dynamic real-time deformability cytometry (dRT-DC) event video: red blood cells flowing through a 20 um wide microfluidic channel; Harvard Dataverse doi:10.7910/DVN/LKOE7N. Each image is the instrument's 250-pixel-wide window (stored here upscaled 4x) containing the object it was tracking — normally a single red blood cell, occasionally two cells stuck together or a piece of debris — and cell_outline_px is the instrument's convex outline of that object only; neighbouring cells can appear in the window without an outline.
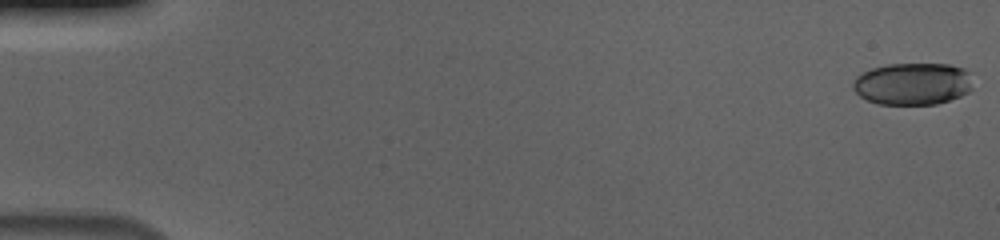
{"species": "human", "species_latin": "Homo sapiens", "temperature_condition": "cold", "stored_images_in_passage": 10, "camera_frame_rate_fps": 3000, "um_per_image_px": 0.085, "donor": {"sex": "male"}, "frame": {"image": 1, "passage_image": 1, "time_ms": 0.0, "image_size_px": [1000, 240], "cell_outline_px": [[972, 88], [968, 92], [960, 96], [936, 104], [880, 104], [868, 100], [860, 96], [852, 88], [852, 84], [856, 76], [872, 68], [888, 64], [948, 64], [964, 68], [968, 72]], "centroid_in_image_um": [77.56, 7.12], "position_along_channel_um": 7.4, "area_um2": 29.3}}